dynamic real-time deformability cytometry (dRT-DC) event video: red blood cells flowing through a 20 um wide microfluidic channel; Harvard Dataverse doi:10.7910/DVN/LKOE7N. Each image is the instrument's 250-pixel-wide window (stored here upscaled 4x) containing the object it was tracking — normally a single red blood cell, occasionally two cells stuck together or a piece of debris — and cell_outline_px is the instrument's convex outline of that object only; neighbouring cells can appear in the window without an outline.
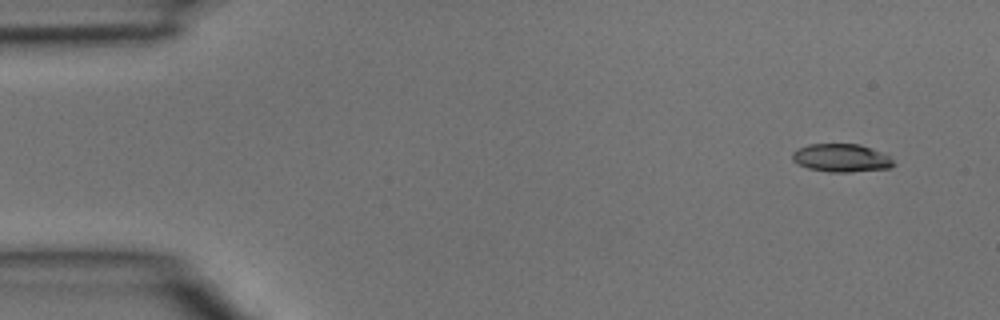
{"species": "common noctule bat (a hibernating species)", "species_latin": "Nyctalus noctula", "temperature_condition": "room temperature", "stored_images_in_passage": 4, "camera_frame_rate_fps": 3000, "um_per_image_px": 0.085, "animal": {"sex": "male", "body_mass_g": 15.6}, "frame": {"image": 1, "passage_image": 1, "time_ms": 0.0, "image_size_px": [1000, 320], "cell_outline_px": [[896, 164], [888, 168], [848, 172], [828, 172], [808, 168], [796, 164], [792, 160], [792, 152], [808, 144], [860, 144], [880, 152], [888, 156]], "centroid_in_image_um": [71.47, 13.43], "position_along_channel_um": 13.5, "area_um2": 16.47}}